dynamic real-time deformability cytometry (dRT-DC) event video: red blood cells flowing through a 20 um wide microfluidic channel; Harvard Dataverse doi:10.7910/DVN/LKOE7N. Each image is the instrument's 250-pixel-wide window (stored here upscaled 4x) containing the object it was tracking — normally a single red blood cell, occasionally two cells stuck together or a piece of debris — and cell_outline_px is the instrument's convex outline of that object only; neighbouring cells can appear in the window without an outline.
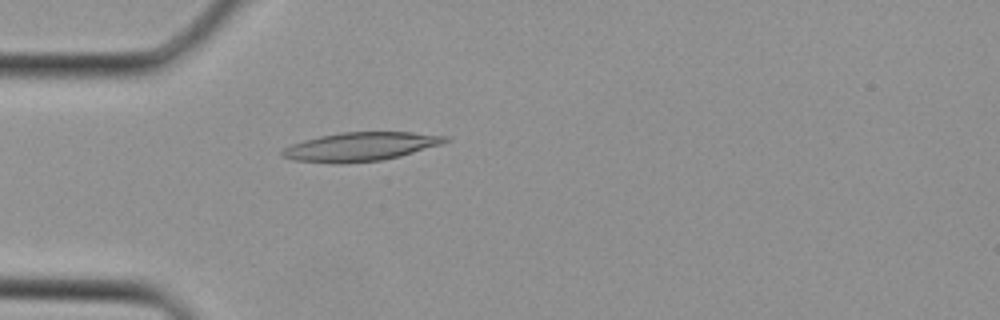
{"species": "Egyptian fruit bat (a non-hibernating species)", "species_latin": "Rousettus aegyptiacus", "temperature_condition": "cold", "stored_images_in_passage": 27, "camera_frame_rate_fps": 3000, "um_per_image_px": 0.085, "animal": {"sex": "female"}, "frame": {"image": 1, "passage_image": 2, "time_ms": 0.333, "image_size_px": [1000, 320], "cell_outline_px": [[452, 140], [440, 144], [400, 156], [380, 160], [340, 164], [332, 164], [292, 160], [280, 156], [280, 152], [284, 148], [292, 144], [304, 140], [320, 136], [340, 132], [412, 132], [452, 136]], "centroid_in_image_um": [30.63, 12.47], "position_along_channel_um": 54.4, "area_um2": 27.51}}
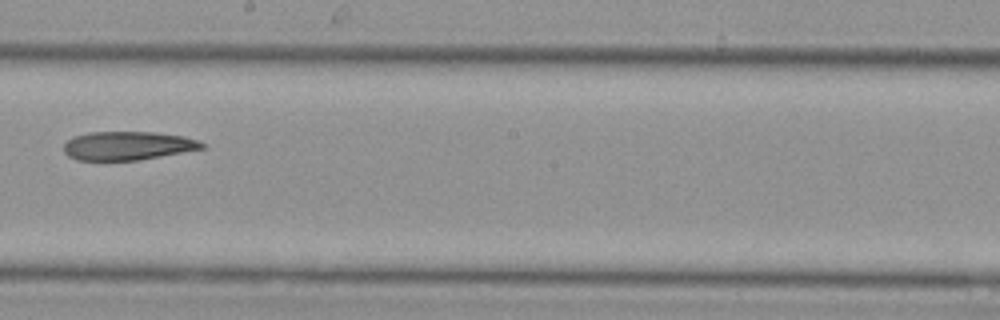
{"frame": {"image": 2, "passage_image": 12, "time_ms": 3.667, "image_size_px": [1000, 320], "cell_outline_px": [[204, 148], [140, 160], [76, 160], [68, 156], [64, 152], [64, 144], [72, 136], [88, 132], [152, 132], [184, 136], [196, 140], [204, 144]], "centroid_in_image_um": [10.81, 12.38], "position_along_channel_um": 237.4, "area_um2": 23.0}}
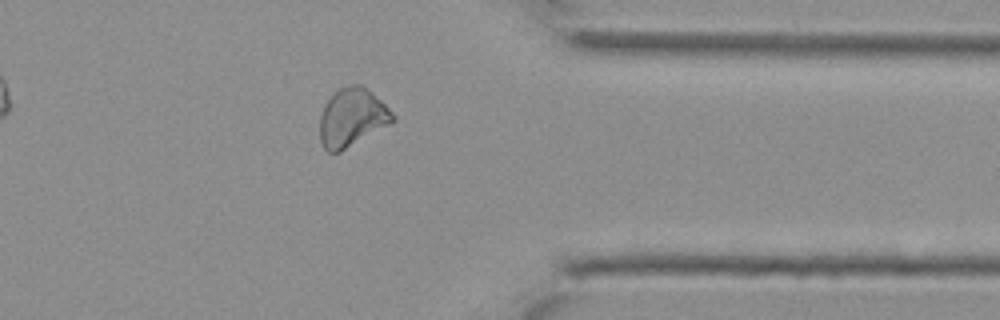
{"frame": {"image": 3, "passage_image": 20, "time_ms": 6.333, "image_size_px": [1000, 320], "cell_outline_px": [[396, 120], [340, 152], [328, 152], [324, 148], [320, 140], [320, 116], [324, 104], [340, 88], [348, 84], [364, 84], [396, 116]], "centroid_in_image_um": [29.92, 9.97], "position_along_channel_um": 381.5, "area_um2": 24.62}}